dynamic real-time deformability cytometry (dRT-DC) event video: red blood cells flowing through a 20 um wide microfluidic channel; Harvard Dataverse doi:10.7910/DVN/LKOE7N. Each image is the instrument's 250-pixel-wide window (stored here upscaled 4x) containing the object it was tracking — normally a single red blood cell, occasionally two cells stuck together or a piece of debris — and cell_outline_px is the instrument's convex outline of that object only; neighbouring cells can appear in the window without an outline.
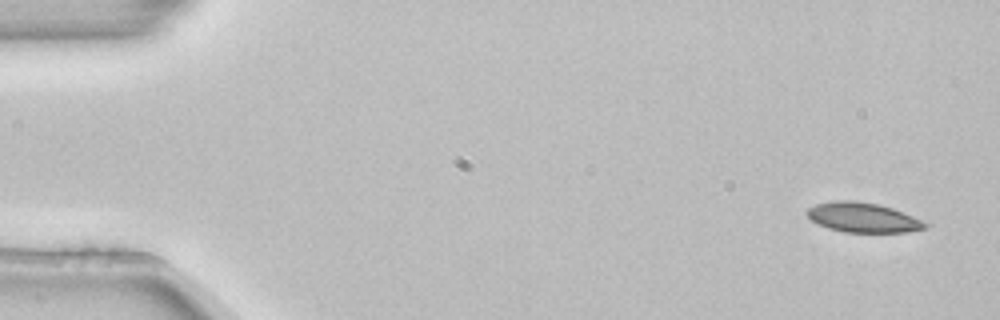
{"species": "common noctule bat (a hibernating species)", "species_latin": "Nyctalus noctula", "temperature_condition": "room temperature", "stored_images_in_passage": 3, "camera_frame_rate_fps": 3000, "um_per_image_px": 0.085, "animal": {"sex": "female", "body_mass_g": 22.7, "forearm_length_mm": 54.2}, "frame": {"image": 1, "passage_image": 1, "time_ms": 0.0, "image_size_px": [1000, 320], "cell_outline_px": [[932, 224], [928, 228], [908, 232], [844, 232], [828, 228], [812, 220], [804, 212], [808, 208], [816, 204], [836, 200], [852, 200], [880, 204], [904, 212]], "centroid_in_image_um": [73.41, 18.48], "position_along_channel_um": 11.6, "area_um2": 20.69}}
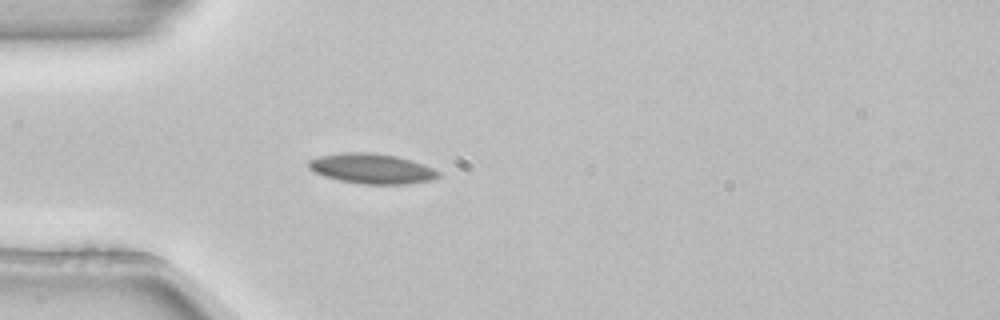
{"frame": {"image": 2, "passage_image": 3, "time_ms": 0.667, "image_size_px": [1000, 320], "cell_outline_px": [[440, 176], [432, 180], [408, 184], [360, 184], [340, 180], [324, 176], [308, 168], [308, 160], [320, 156], [340, 152], [368, 152], [396, 156], [432, 168], [440, 172]], "centroid_in_image_um": [31.57, 14.34], "position_along_channel_um": 53.4, "area_um2": 22.6}}